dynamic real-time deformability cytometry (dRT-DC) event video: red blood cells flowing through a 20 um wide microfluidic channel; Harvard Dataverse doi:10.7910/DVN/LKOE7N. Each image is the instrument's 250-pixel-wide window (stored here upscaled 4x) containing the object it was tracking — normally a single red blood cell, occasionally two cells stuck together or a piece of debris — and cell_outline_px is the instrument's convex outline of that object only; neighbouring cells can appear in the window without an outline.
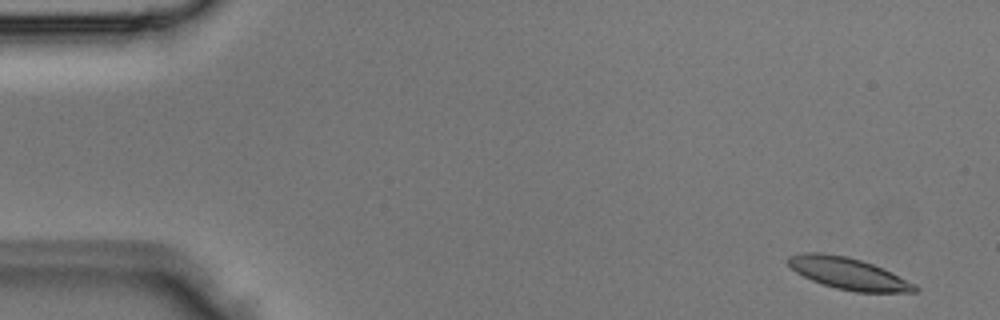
{"species": "Egyptian fruit bat (a non-hibernating species)", "species_latin": "Rousettus aegyptiacus", "temperature_condition": "room temperature", "stored_images_in_passage": 4, "camera_frame_rate_fps": 3000, "um_per_image_px": 0.085, "animal": {"sex": "male"}, "frame": {"image": 1, "passage_image": 1, "time_ms": 0.0, "image_size_px": [1000, 320], "cell_outline_px": [[920, 288], [916, 292], [856, 292], [836, 288], [820, 284], [796, 272], [788, 264], [788, 256], [804, 252], [820, 252], [848, 256], [872, 264], [892, 272], [916, 284]], "centroid_in_image_um": [72.12, 23.25], "position_along_channel_um": 12.9, "area_um2": 23.47}}
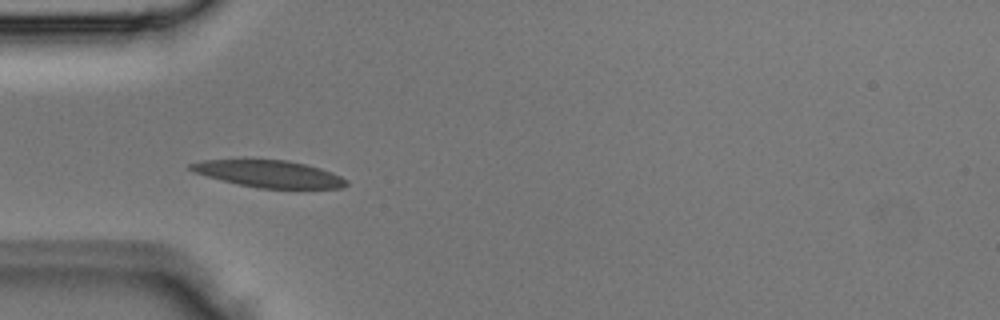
{"frame": {"image": 2, "passage_image": 4, "time_ms": 1.0, "image_size_px": [1000, 320], "cell_outline_px": [[348, 184], [340, 188], [260, 188], [240, 184], [192, 172], [188, 168], [188, 164], [204, 160], [244, 156], [288, 160], [320, 168], [332, 172], [348, 180]], "centroid_in_image_um": [22.78, 14.71], "position_along_channel_um": 62.2, "area_um2": 25.32}}